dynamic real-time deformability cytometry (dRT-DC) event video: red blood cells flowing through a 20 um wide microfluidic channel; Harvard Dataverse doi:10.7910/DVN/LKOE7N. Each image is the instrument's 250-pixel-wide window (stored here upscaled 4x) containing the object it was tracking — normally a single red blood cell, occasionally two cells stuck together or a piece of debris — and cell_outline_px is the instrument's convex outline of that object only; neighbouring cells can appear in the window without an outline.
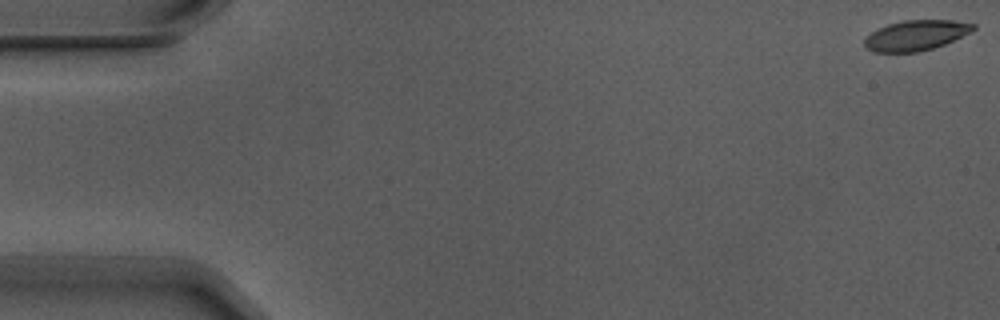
{"species": "Egyptian fruit bat (a non-hibernating species)", "species_latin": "Rousettus aegyptiacus", "temperature_condition": "warm", "stored_images_in_passage": 8, "camera_frame_rate_fps": 3000, "um_per_image_px": 0.085, "animal": {"sex": "male"}, "frame": {"image": 1, "passage_image": 1, "time_ms": 0.0, "image_size_px": [1000, 320], "cell_outline_px": [[976, 28], [972, 32], [944, 44], [932, 48], [916, 52], [876, 52], [864, 48], [864, 40], [872, 32], [888, 24], [904, 20], [952, 20], [976, 24]], "centroid_in_image_um": [77.87, 3.0], "position_along_channel_um": 7.1, "area_um2": 19.07}}